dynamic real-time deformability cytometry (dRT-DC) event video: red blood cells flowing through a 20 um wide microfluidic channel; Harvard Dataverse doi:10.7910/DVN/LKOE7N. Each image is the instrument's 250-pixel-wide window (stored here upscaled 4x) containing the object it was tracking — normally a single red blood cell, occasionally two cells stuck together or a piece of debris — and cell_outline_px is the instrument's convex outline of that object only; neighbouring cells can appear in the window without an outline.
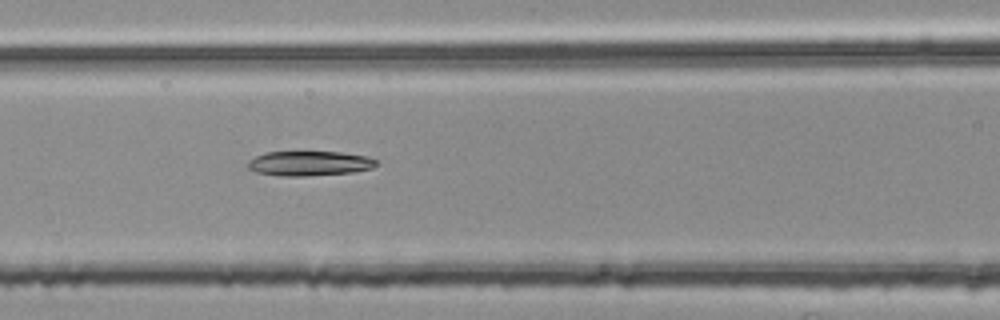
{"species": "common noctule bat (a hibernating species)", "species_latin": "Nyctalus noctula", "temperature_condition": "room temperature", "stored_images_in_passage": 34, "camera_frame_rate_fps": 3000, "um_per_image_px": 0.085, "animal": {"sex": "female", "body_mass_g": 25.1}, "frame": {"image": 1, "passage_image": 8, "time_ms": 2.333, "image_size_px": [1000, 320], "cell_outline_px": [[376, 164], [372, 168], [352, 172], [304, 176], [280, 176], [256, 172], [248, 168], [248, 160], [264, 152], [340, 152], [368, 156], [376, 160]], "centroid_in_image_um": [26.27, 13.88], "position_along_channel_um": 140.3, "area_um2": 18.44}}
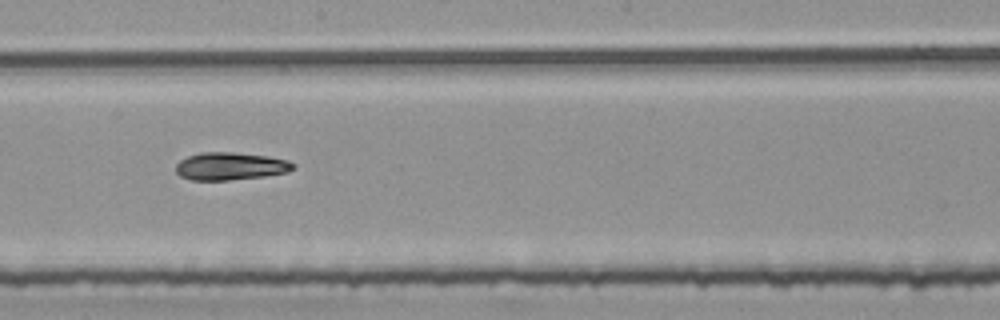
{"frame": {"image": 2, "passage_image": 15, "time_ms": 4.667, "image_size_px": [1000, 320], "cell_outline_px": [[292, 168], [288, 172], [264, 176], [228, 180], [192, 180], [180, 176], [176, 172], [176, 164], [180, 160], [188, 156], [200, 152], [232, 152], [268, 156], [288, 160], [292, 164]], "centroid_in_image_um": [19.54, 14.12], "position_along_channel_um": 228.7, "area_um2": 18.79}}
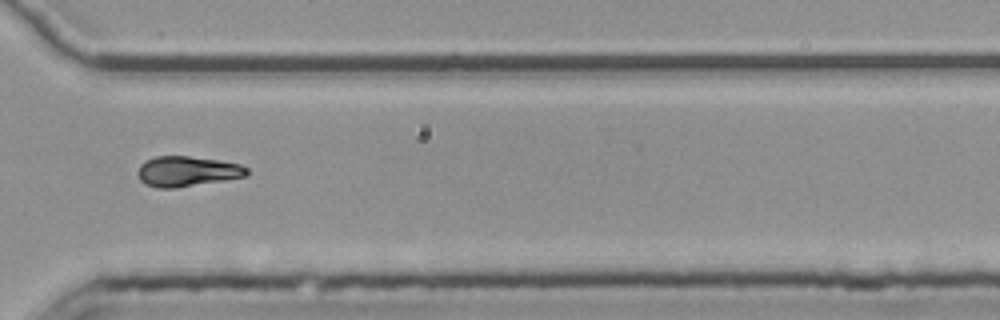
{"frame": {"image": 3, "passage_image": 25, "time_ms": 8.0, "image_size_px": [1000, 320], "cell_outline_px": [[248, 176], [176, 188], [156, 188], [144, 184], [140, 180], [136, 172], [140, 164], [144, 160], [156, 156], [188, 156], [220, 160], [240, 164], [248, 168]], "centroid_in_image_um": [15.88, 14.56], "position_along_channel_um": 354.7, "area_um2": 19.48}, "authors_computed_cell_mechanics": {"area_um2": 19.074, "velocity_mm_per_s": 3.7871, "shape_relaxation_time_tau1_ms": 6.6042, "shape_relaxation_time_tau2_ms": null, "deformation_change_tau1": 0.22, "deformation_change_tau2": null}}